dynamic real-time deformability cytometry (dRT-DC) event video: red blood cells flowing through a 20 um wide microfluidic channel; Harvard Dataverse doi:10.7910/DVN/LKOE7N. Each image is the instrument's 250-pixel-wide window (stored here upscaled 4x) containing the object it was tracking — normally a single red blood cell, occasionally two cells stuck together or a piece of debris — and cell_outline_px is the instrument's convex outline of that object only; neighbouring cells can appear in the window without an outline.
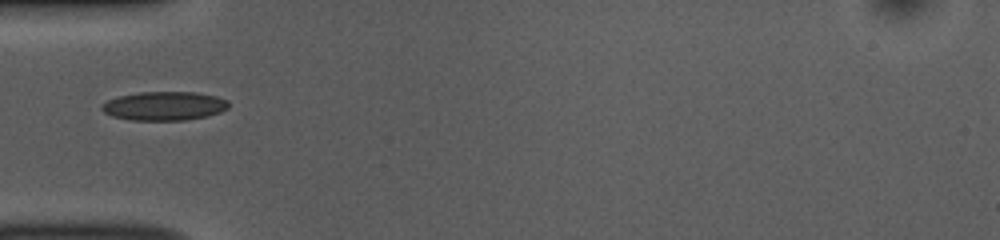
{"species": "common noctule bat (a hibernating species)", "species_latin": "Nyctalus noctula", "temperature_condition": "room temperature", "stored_images_in_passage": 36, "camera_frame_rate_fps": 3000, "um_per_image_px": 0.085, "animal": {"sex": "female", "body_mass_g": 10.0, "forearm_length_mm": 53.1}, "frame": {"image": 1, "passage_image": 1, "time_ms": 0.0, "image_size_px": [1000, 240], "cell_outline_px": [[228, 108], [220, 112], [208, 116], [184, 120], [132, 120], [112, 116], [104, 112], [100, 108], [100, 104], [108, 100], [120, 96], [140, 92], [196, 92], [216, 96], [228, 100]], "centroid_in_image_um": [13.96, 9.0], "position_along_channel_um": 71.0, "area_um2": 21.33}}
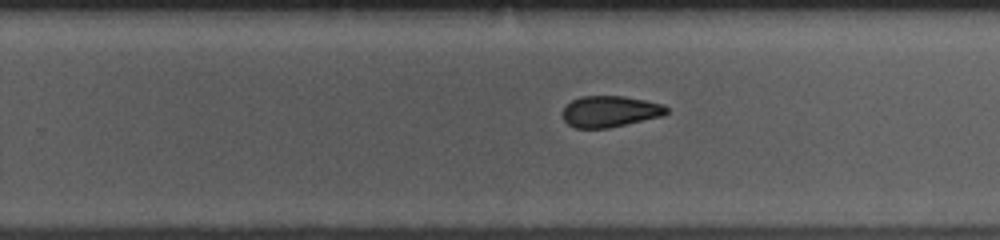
{"frame": {"image": 2, "passage_image": 17, "time_ms": 5.333, "image_size_px": [1000, 240], "cell_outline_px": [[668, 112], [664, 116], [608, 128], [576, 128], [568, 124], [564, 120], [564, 108], [572, 100], [580, 96], [624, 96], [664, 104], [668, 108]], "centroid_in_image_um": [51.89, 9.47], "position_along_channel_um": 277.9, "area_um2": 18.9}}
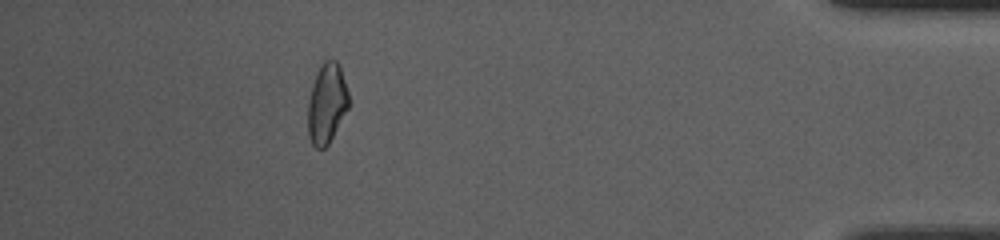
{"frame": {"image": 3, "passage_image": 31, "time_ms": 10.0, "image_size_px": [1000, 240], "cell_outline_px": [[348, 108], [328, 144], [324, 148], [316, 148], [312, 144], [308, 136], [308, 100], [312, 84], [316, 72], [320, 64], [324, 60], [336, 60], [340, 68], [348, 92]], "centroid_in_image_um": [27.75, 8.78], "position_along_channel_um": 407.5, "area_um2": 18.9}, "authors_computed_cell_mechanics": {"area_um2": 19.4786, "velocity_mm_per_s": 3.8742, "shape_relaxation_time_tau1_ms": 7.1882, "shape_relaxation_time_tau2_ms": 3.2303, "deformation_change_tau1": 0.19, "deformation_change_tau2": 0.0891}}